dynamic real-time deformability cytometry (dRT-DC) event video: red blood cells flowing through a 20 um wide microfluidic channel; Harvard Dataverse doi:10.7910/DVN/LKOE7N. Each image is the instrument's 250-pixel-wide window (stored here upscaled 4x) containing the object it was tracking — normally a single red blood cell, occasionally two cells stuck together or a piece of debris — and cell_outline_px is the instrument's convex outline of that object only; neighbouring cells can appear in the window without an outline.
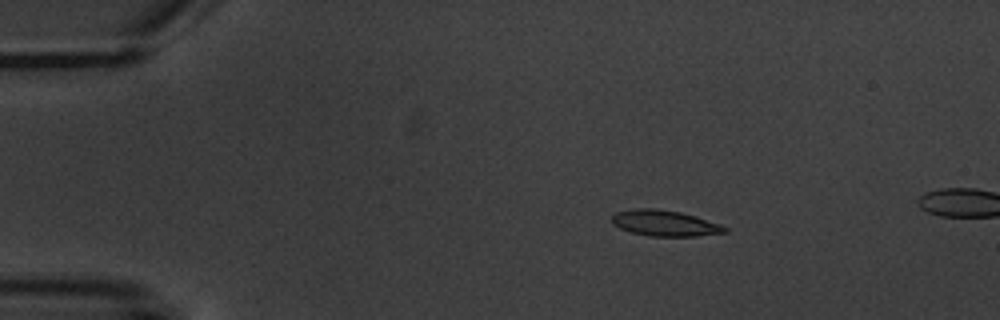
{"species": "common noctule bat (a hibernating species)", "species_latin": "Nyctalus noctula", "temperature_condition": "warm", "stored_images_in_passage": 5, "camera_frame_rate_fps": 3000, "um_per_image_px": 0.085, "animal": {"sex": "male", "body_mass_g": 20.1, "forearm_length_mm": 53.5}, "frame": {"image": 1, "passage_image": 3, "time_ms": 3.0, "image_size_px": [1000, 320], "cell_outline_px": [[728, 232], [696, 236], [648, 236], [632, 232], [620, 228], [612, 224], [612, 216], [616, 212], [636, 208], [656, 208], [680, 212], [696, 216], [720, 224], [728, 228]], "centroid_in_image_um": [56.51, 18.97], "position_along_channel_um": 28.5, "area_um2": 17.05}}